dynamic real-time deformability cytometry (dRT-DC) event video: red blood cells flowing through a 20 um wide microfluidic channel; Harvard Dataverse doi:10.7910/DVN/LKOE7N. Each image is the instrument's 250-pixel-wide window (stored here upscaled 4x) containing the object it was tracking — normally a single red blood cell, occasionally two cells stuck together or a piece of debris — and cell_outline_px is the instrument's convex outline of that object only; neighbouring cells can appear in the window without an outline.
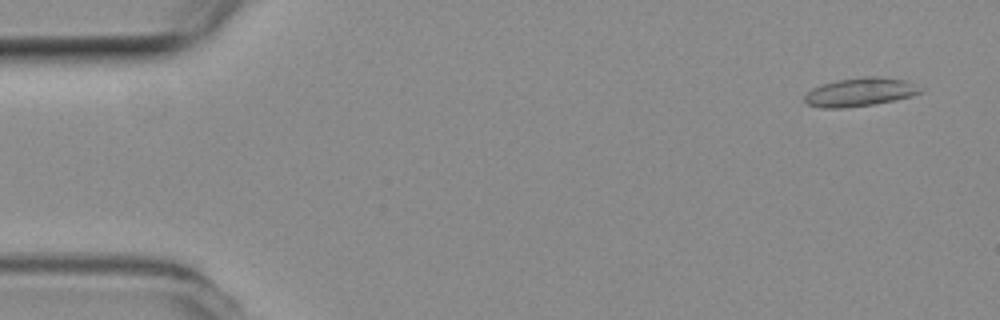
{"species": "common noctule bat (a hibernating species)", "species_latin": "Nyctalus noctula", "temperature_condition": "room temperature", "stored_images_in_passage": 57, "camera_frame_rate_fps": 3000, "um_per_image_px": 0.085, "animal": {"sex": "female", "body_mass_g": 19.3, "forearm_length_mm": 54.1}, "frame": {"image": 1, "passage_image": 4, "time_ms": 1.0, "image_size_px": [1000, 320], "cell_outline_px": [[924, 88], [920, 92], [896, 100], [872, 104], [844, 108], [820, 108], [808, 104], [804, 100], [804, 96], [812, 88], [824, 84], [840, 80], [868, 76], [876, 76], [904, 80]], "centroid_in_image_um": [73.09, 7.83], "position_along_channel_um": 11.9, "area_um2": 18.9}}
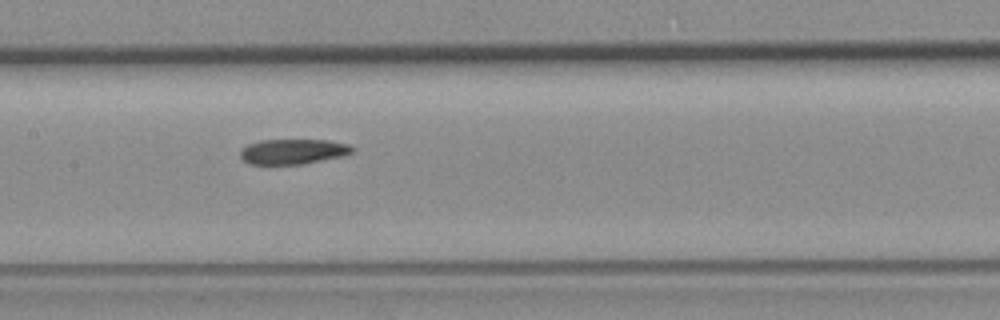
{"frame": {"image": 2, "passage_image": 29, "time_ms": 9.333, "image_size_px": [1000, 320], "cell_outline_px": [[356, 148], [352, 152], [344, 156], [304, 164], [248, 164], [240, 156], [240, 152], [248, 144], [260, 140], [328, 140], [348, 144]], "centroid_in_image_um": [24.94, 12.88], "position_along_channel_um": 182.5, "area_um2": 16.47}}
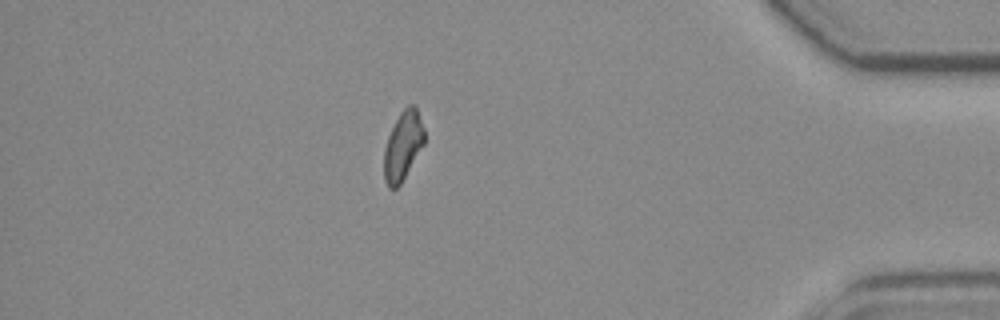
{"frame": {"image": 3, "passage_image": 50, "time_ms": 16.333, "image_size_px": [1000, 320], "cell_outline_px": [[424, 144], [400, 184], [396, 188], [388, 188], [384, 180], [384, 148], [388, 136], [400, 112], [408, 104], [416, 104], [424, 128]], "centroid_in_image_um": [34.25, 12.36], "position_along_channel_um": 400.9, "area_um2": 16.18}, "authors_computed_cell_mechanics": {"area_um2": 17.5134, "velocity_mm_per_s": 3.7597, "shape_relaxation_time_tau1_ms": null, "shape_relaxation_time_tau2_ms": 8.0621, "deformation_change_tau1": null, "deformation_change_tau2": 0.1681}}